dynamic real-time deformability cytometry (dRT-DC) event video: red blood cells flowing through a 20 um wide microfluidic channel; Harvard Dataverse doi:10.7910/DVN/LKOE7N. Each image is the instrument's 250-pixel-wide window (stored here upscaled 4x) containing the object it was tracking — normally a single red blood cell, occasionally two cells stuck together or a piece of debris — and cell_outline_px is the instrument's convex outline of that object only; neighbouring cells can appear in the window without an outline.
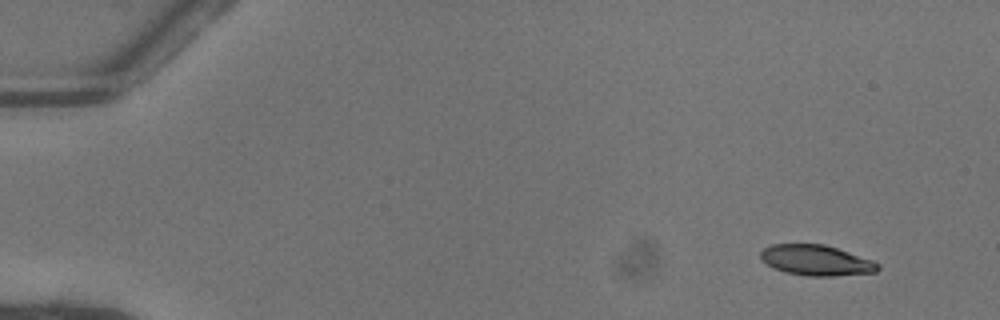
{"species": "common noctule bat (a hibernating species)", "species_latin": "Nyctalus noctula", "temperature_condition": "warm", "stored_images_in_passage": 48, "camera_frame_rate_fps": 3000, "um_per_image_px": 0.085, "animal": {"sex": "female"}, "frame": {"image": 1, "passage_image": 1, "time_ms": 0.0, "image_size_px": [1000, 320], "cell_outline_px": [[880, 268], [876, 272], [832, 276], [808, 276], [784, 272], [772, 268], [760, 256], [760, 252], [764, 248], [772, 244], [824, 244], [872, 260], [880, 264]], "centroid_in_image_um": [69.37, 22.13], "position_along_channel_um": 15.6, "area_um2": 20.75}}
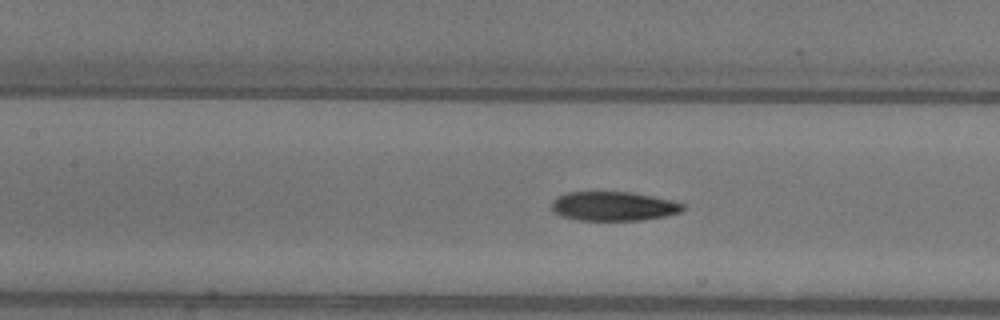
{"frame": {"image": 2, "passage_image": 21, "time_ms": 6.667, "image_size_px": [1000, 320], "cell_outline_px": [[684, 208], [680, 212], [664, 216], [644, 220], [580, 220], [560, 216], [552, 208], [552, 200], [568, 192], [632, 192], [672, 200], [684, 204]], "centroid_in_image_um": [52.16, 17.53], "position_along_channel_um": 155.2, "area_um2": 22.2}}
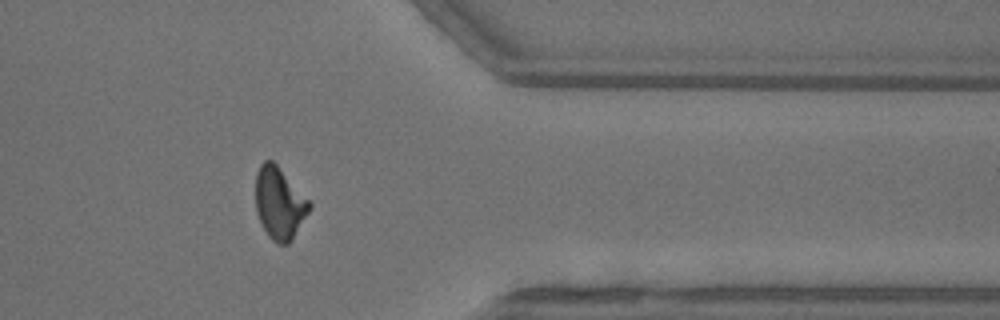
{"frame": {"image": 3, "passage_image": 39, "time_ms": 12.667, "image_size_px": [1000, 320], "cell_outline_px": [[312, 208], [292, 240], [288, 244], [280, 244], [272, 240], [268, 236], [256, 212], [256, 172], [260, 164], [264, 160], [272, 160], [276, 164], [312, 204]], "centroid_in_image_um": [23.75, 17.28], "position_along_channel_um": 387.6, "area_um2": 22.43}, "authors_computed_cell_mechanics": {"area_um2": 22.2241, "velocity_mm_per_s": 4.0923, "shape_relaxation_time_tau1_ms": 3.4798, "shape_relaxation_time_tau2_ms": 3.0582, "deformation_change_tau1": 0.1616, "deformation_change_tau2": 0.0928}}